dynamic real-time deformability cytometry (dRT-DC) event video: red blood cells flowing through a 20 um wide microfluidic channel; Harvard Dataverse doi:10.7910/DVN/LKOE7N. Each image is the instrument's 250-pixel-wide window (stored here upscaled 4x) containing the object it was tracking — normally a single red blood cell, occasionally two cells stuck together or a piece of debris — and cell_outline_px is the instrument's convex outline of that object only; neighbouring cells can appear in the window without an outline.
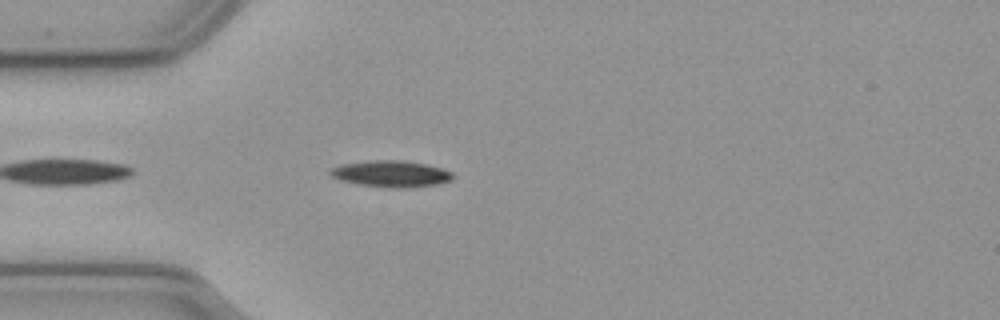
{"species": "common noctule bat (a hibernating species)", "species_latin": "Nyctalus noctula", "temperature_condition": "cold", "stored_images_in_passage": 44, "camera_frame_rate_fps": 3000, "um_per_image_px": 0.085, "animal": {"sex": "male", "body_mass_g": 23.1, "forearm_length_mm": 52.7}, "frame": {"image": 1, "passage_image": 4, "time_ms": 1.0, "image_size_px": [1000, 320], "cell_outline_px": [[456, 176], [452, 180], [440, 184], [404, 188], [392, 188], [360, 184], [340, 180], [332, 176], [328, 172], [332, 168], [340, 164], [372, 160], [400, 160], [424, 164], [440, 168], [452, 172]], "centroid_in_image_um": [33.26, 14.77], "position_along_channel_um": 51.7, "area_um2": 18.84}}
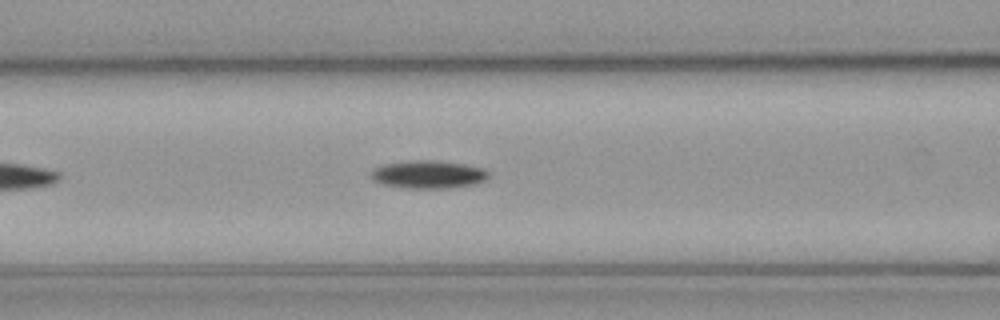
{"frame": {"image": 2, "passage_image": 11, "time_ms": 3.333, "image_size_px": [1000, 320], "cell_outline_px": [[488, 176], [484, 180], [472, 184], [448, 188], [404, 188], [384, 184], [372, 180], [372, 172], [376, 168], [384, 164], [416, 160], [436, 160], [464, 164], [484, 168], [488, 172]], "centroid_in_image_um": [36.42, 14.82], "position_along_channel_um": 130.2, "area_um2": 18.84}}
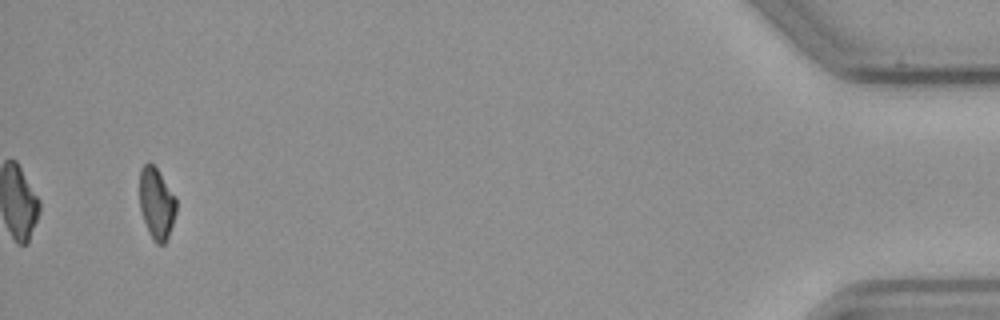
{"frame": {"image": 3, "passage_image": 42, "time_ms": 13.667, "image_size_px": [1000, 320], "cell_outline_px": [[176, 212], [168, 236], [164, 244], [156, 244], [152, 240], [148, 232], [140, 208], [140, 168], [148, 160], [156, 168], [176, 196]], "centroid_in_image_um": [13.3, 17.28], "position_along_channel_um": 421.9, "area_um2": 15.26}, "authors_computed_cell_mechanics": {"area_um2": 17.2822, "velocity_mm_per_s": 3.6727, "shape_relaxation_time_tau1_ms": 3.9295, "shape_relaxation_time_tau2_ms": null, "deformation_change_tau1": 0.1111, "deformation_change_tau2": null}}